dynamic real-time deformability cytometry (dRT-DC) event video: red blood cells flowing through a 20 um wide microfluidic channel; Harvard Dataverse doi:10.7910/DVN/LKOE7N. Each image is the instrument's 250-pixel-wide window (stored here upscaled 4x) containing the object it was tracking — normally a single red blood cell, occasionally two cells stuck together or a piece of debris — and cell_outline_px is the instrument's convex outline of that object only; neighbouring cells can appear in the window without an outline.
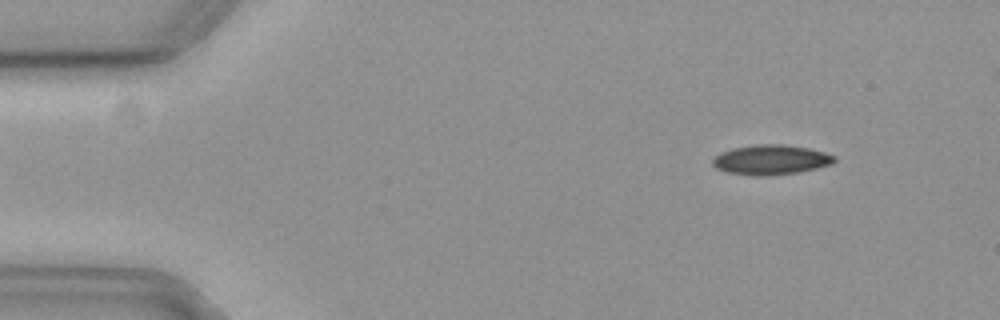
{"species": "common noctule bat (a hibernating species)", "species_latin": "Nyctalus noctula", "temperature_condition": "cold", "stored_images_in_passage": 56, "camera_frame_rate_fps": 3000, "um_per_image_px": 0.085, "animal": {"sex": "female", "body_mass_g": 19.3, "forearm_length_mm": 54.1}, "frame": {"image": 1, "passage_image": 6, "time_ms": 1.667, "image_size_px": [1000, 320], "cell_outline_px": [[836, 160], [832, 164], [800, 172], [768, 176], [756, 176], [728, 172], [716, 168], [712, 164], [712, 160], [716, 156], [724, 152], [736, 148], [760, 144], [780, 144], [808, 148], [824, 152], [836, 156]], "centroid_in_image_um": [65.57, 13.59], "position_along_channel_um": 19.4, "area_um2": 20.92}}
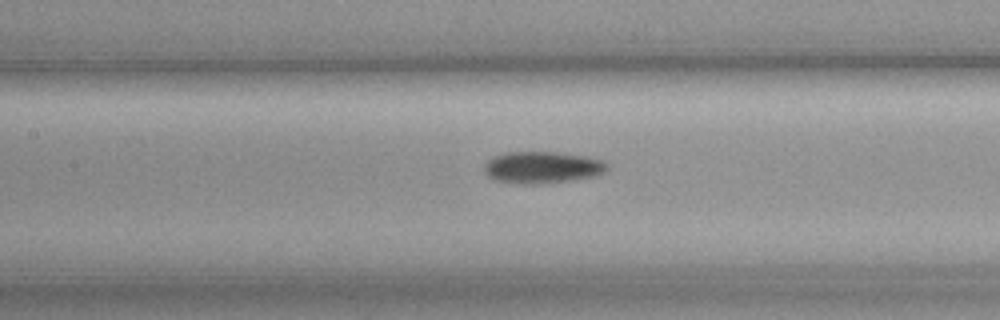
{"frame": {"image": 2, "passage_image": 25, "time_ms": 8.0, "image_size_px": [1000, 320], "cell_outline_px": [[608, 168], [604, 172], [596, 176], [572, 180], [544, 184], [524, 184], [496, 180], [488, 176], [484, 172], [484, 164], [492, 156], [504, 152], [560, 152], [588, 156], [600, 160], [608, 164]], "centroid_in_image_um": [46.09, 14.22], "position_along_channel_um": 161.3, "area_um2": 23.06}}
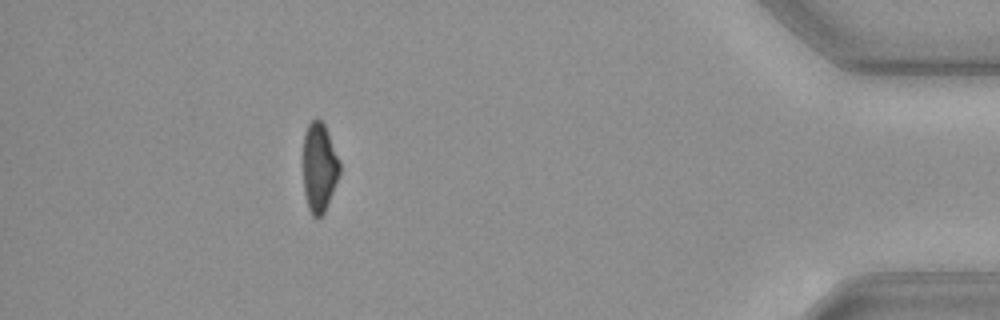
{"frame": {"image": 3, "passage_image": 50, "time_ms": 16.333, "image_size_px": [1000, 320], "cell_outline_px": [[340, 172], [324, 212], [320, 216], [312, 216], [308, 208], [304, 192], [304, 132], [308, 124], [316, 116], [324, 124], [340, 160]], "centroid_in_image_um": [27.13, 14.19], "position_along_channel_um": 408.1, "area_um2": 18.79}, "authors_computed_cell_mechanics": {"area_um2": 21.386, "velocity_mm_per_s": 3.6677, "shape_relaxation_time_tau1_ms": 6.1368, "shape_relaxation_time_tau2_ms": null, "deformation_change_tau1": 0.1327, "deformation_change_tau2": null}}